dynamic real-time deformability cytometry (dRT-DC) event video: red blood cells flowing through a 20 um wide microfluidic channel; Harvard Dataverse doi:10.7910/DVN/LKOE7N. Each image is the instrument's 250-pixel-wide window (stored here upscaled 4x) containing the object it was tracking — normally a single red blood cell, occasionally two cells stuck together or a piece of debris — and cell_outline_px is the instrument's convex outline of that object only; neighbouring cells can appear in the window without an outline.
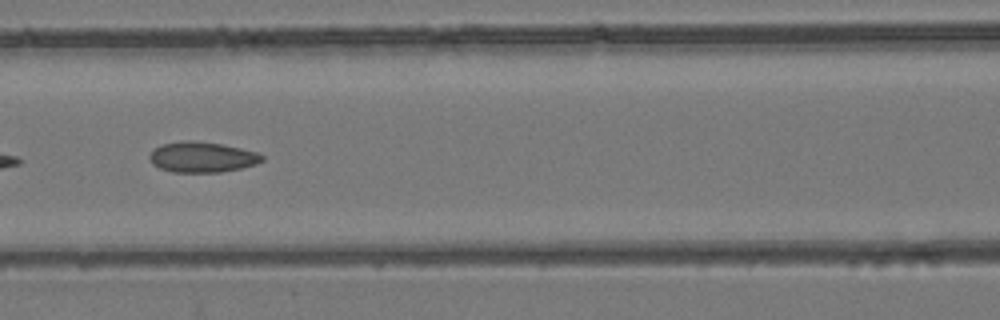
{"species": "common noctule bat (a hibernating species)", "species_latin": "Nyctalus noctula", "temperature_condition": "room temperature", "stored_images_in_passage": 8, "camera_frame_rate_fps": 3000, "um_per_image_px": 0.085, "animal": {"sex": "female", "body_mass_g": 24.6, "forearm_length_mm": 56.2}, "frame": {"image": 1, "passage_image": 7, "time_ms": 2.0, "image_size_px": [1000, 320], "cell_outline_px": [[264, 160], [256, 164], [240, 168], [220, 172], [172, 172], [160, 168], [152, 164], [148, 156], [152, 148], [164, 144], [184, 140], [192, 140], [220, 144], [240, 148], [256, 152], [264, 156]], "centroid_in_image_um": [17.14, 13.35], "position_along_channel_um": 149.5, "area_um2": 20.0}}